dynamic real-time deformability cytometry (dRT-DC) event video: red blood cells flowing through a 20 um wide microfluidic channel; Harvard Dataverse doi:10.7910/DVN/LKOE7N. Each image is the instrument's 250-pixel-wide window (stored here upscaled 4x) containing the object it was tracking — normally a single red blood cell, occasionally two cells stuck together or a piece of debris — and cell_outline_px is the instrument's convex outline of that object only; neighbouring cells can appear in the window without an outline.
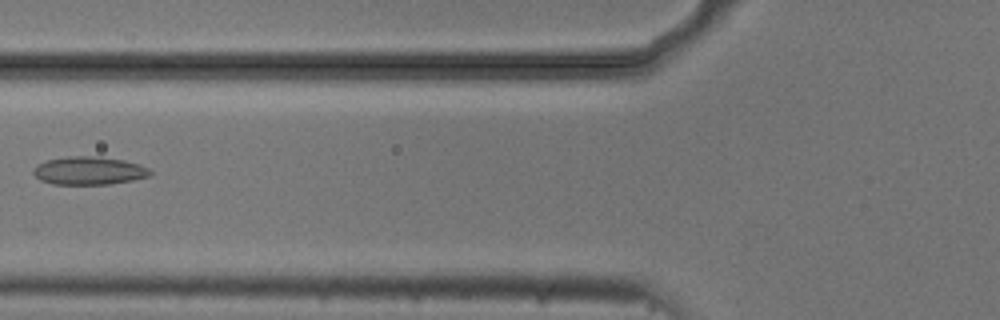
{"species": "common noctule bat (a hibernating species)", "species_latin": "Nyctalus noctula", "temperature_condition": "cold", "stored_images_in_passage": 6, "camera_frame_rate_fps": 3000, "um_per_image_px": 0.085, "animal": {"sex": "male", "body_mass_g": 20.5, "forearm_length_mm": 52.5}, "frame": {"image": 1, "passage_image": 5, "time_ms": 1.333, "image_size_px": [1000, 320], "cell_outline_px": [[152, 172], [148, 176], [132, 180], [108, 184], [52, 184], [40, 180], [32, 172], [36, 164], [48, 160], [68, 156], [100, 156], [124, 160], [140, 164], [148, 168]], "centroid_in_image_um": [7.55, 14.5], "position_along_channel_um": 118.2, "area_um2": 19.13}}
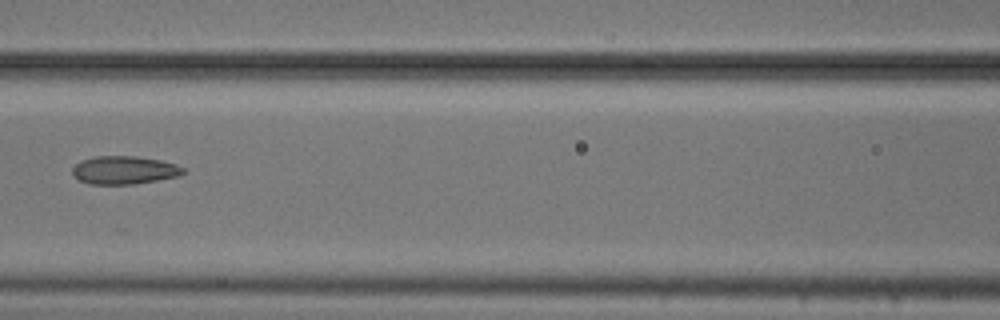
{"frame": {"image": 2, "passage_image": 6, "time_ms": 1.667, "image_size_px": [1000, 320], "cell_outline_px": [[184, 172], [180, 176], [136, 184], [88, 184], [72, 176], [72, 168], [76, 164], [84, 160], [96, 156], [136, 156], [160, 160], [176, 164], [184, 168]], "centroid_in_image_um": [10.57, 14.47], "position_along_channel_um": 156.0, "area_um2": 18.21}}